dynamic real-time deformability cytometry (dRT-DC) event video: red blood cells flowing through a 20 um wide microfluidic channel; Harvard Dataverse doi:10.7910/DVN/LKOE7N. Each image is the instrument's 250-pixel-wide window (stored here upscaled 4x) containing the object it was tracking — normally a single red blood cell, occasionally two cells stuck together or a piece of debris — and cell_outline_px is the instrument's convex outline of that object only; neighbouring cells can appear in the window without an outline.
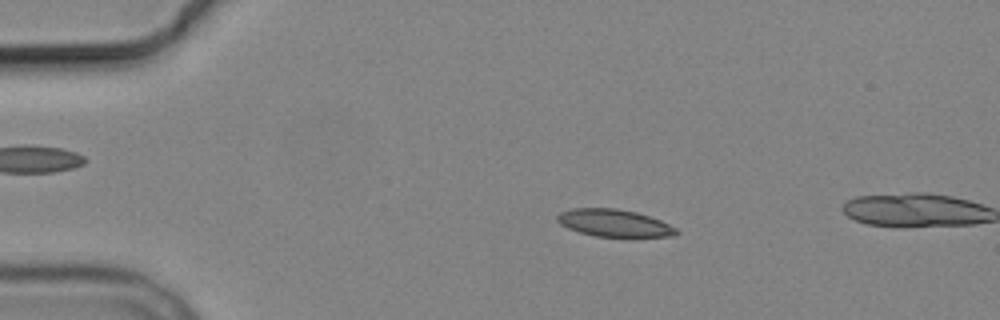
{"species": "common noctule bat (a hibernating species)", "species_latin": "Nyctalus noctula", "temperature_condition": "cold", "stored_images_in_passage": 4, "camera_frame_rate_fps": 3000, "um_per_image_px": 0.085, "animal": {"sex": "male", "body_mass_g": 19.2, "forearm_length_mm": 51.8}, "frame": {"image": 1, "passage_image": 3, "time_ms": 2.333, "image_size_px": [1000, 320], "cell_outline_px": [[680, 232], [672, 236], [632, 240], [596, 236], [580, 232], [568, 228], [560, 224], [556, 220], [556, 216], [560, 212], [572, 208], [616, 208], [636, 212], [660, 220], [676, 228]], "centroid_in_image_um": [52.26, 19.01], "position_along_channel_um": 32.7, "area_um2": 19.83}}